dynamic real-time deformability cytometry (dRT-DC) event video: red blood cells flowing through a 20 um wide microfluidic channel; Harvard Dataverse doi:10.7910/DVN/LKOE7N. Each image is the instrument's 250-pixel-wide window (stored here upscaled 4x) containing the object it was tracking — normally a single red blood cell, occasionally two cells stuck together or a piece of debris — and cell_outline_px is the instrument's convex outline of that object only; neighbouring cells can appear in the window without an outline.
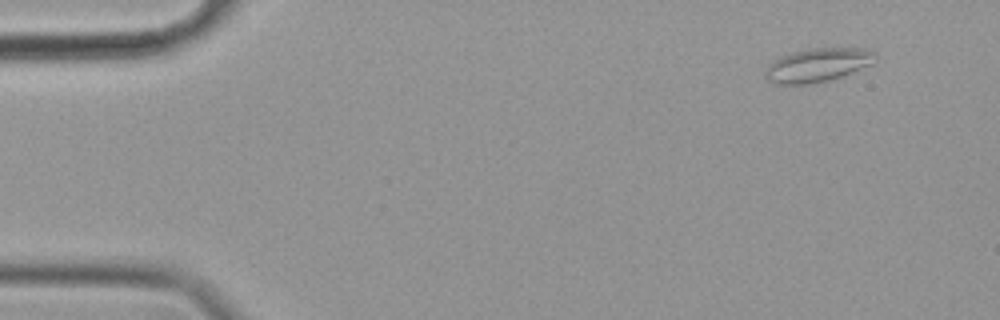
{"species": "common noctule bat (a hibernating species)", "species_latin": "Nyctalus noctula", "temperature_condition": "cold", "stored_images_in_passage": 52, "camera_frame_rate_fps": 3000, "um_per_image_px": 0.085, "animal": {"sex": "female", "body_mass_g": 19.9}, "frame": {"image": 1, "passage_image": 1, "time_ms": 0.0, "image_size_px": [1000, 320], "cell_outline_px": [[880, 56], [872, 64], [852, 72], [828, 80], [808, 84], [772, 84], [764, 76], [764, 72], [768, 64], [772, 60], [780, 56], [792, 52], [812, 48], [868, 48], [876, 52]], "centroid_in_image_um": [69.51, 5.51], "position_along_channel_um": 15.5, "area_um2": 21.91}}
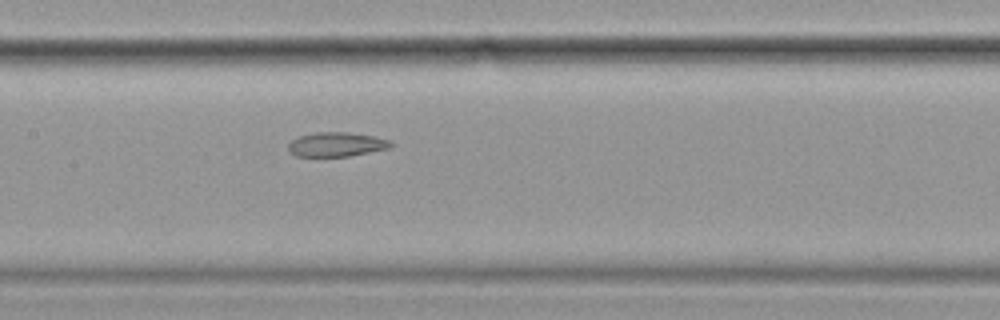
{"frame": {"image": 2, "passage_image": 24, "time_ms": 7.667, "image_size_px": [1000, 320], "cell_outline_px": [[392, 148], [348, 156], [296, 156], [288, 152], [288, 144], [292, 140], [300, 136], [316, 132], [348, 132], [376, 136], [388, 140], [392, 144]], "centroid_in_image_um": [28.6, 12.27], "position_along_channel_um": 178.8, "area_um2": 14.57}}
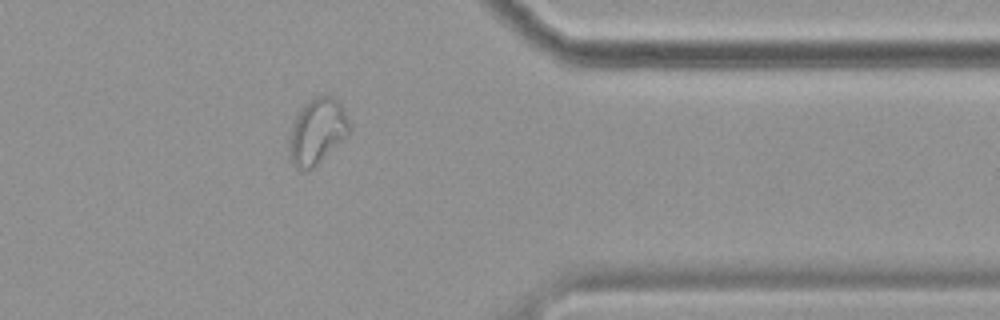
{"frame": {"image": 3, "passage_image": 43, "time_ms": 14.0, "image_size_px": [1000, 320], "cell_outline_px": [[352, 132], [348, 136], [312, 168], [296, 168], [288, 156], [288, 140], [296, 116], [300, 108], [308, 100], [316, 96], [336, 96], [344, 108], [352, 128]], "centroid_in_image_um": [26.99, 11.12], "position_along_channel_um": 384.4, "area_um2": 23.29}}